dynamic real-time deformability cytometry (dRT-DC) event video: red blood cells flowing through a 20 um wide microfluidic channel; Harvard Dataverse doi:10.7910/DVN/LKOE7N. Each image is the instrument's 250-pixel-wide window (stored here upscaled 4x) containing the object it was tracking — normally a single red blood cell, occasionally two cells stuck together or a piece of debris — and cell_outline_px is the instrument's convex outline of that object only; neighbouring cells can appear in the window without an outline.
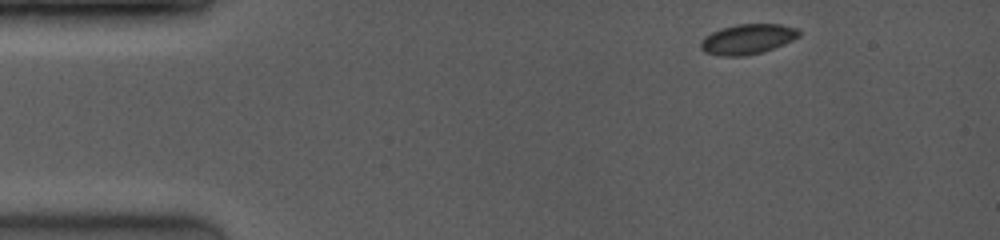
{"species": "common noctule bat (a hibernating species)", "species_latin": "Nyctalus noctula", "temperature_condition": "room temperature", "stored_images_in_passage": 5, "camera_frame_rate_fps": 4000, "um_per_image_px": 0.085, "animal": {"sex": "female", "body_mass_g": 19.0, "forearm_length_mm": 53.3}, "frame": {"image": 1, "passage_image": 1, "time_ms": 0.0, "image_size_px": [1000, 240], "cell_outline_px": [[800, 36], [784, 44], [764, 52], [744, 56], [720, 56], [704, 52], [700, 48], [700, 40], [704, 36], [720, 28], [736, 24], [780, 24], [796, 28], [800, 32]], "centroid_in_image_um": [63.51, 3.33], "position_along_channel_um": 21.5, "area_um2": 17.46}}
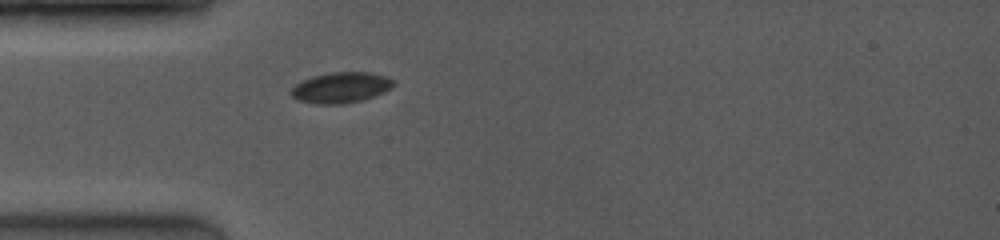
{"frame": {"image": 2, "passage_image": 5, "time_ms": 1.0, "image_size_px": [1000, 240], "cell_outline_px": [[396, 84], [392, 88], [384, 92], [364, 100], [344, 104], [316, 104], [296, 100], [288, 92], [296, 84], [312, 76], [332, 72], [372, 72], [388, 76], [396, 80]], "centroid_in_image_um": [29.02, 7.44], "position_along_channel_um": 56.0, "area_um2": 18.73}}